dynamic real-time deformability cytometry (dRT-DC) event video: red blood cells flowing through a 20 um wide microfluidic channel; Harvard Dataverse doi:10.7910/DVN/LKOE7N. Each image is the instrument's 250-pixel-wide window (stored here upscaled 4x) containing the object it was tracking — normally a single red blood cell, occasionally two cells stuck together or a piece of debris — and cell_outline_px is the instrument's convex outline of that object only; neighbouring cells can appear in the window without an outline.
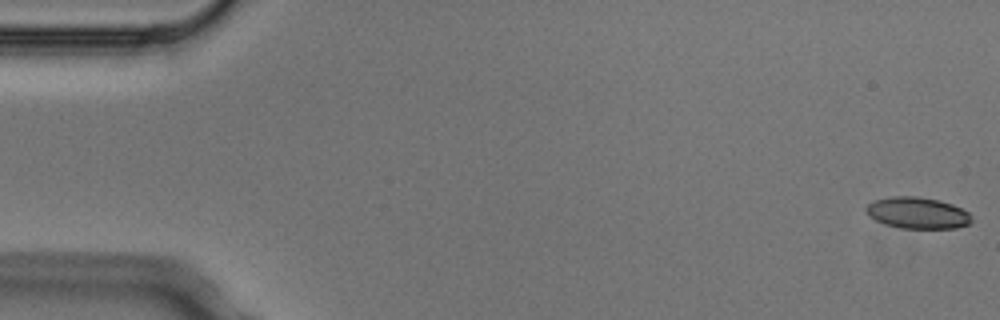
{"species": "Egyptian fruit bat (a non-hibernating species)", "species_latin": "Rousettus aegyptiacus", "temperature_condition": "cold", "stored_images_in_passage": 5, "camera_frame_rate_fps": 3000, "um_per_image_px": 0.085, "animal": {"sex": "male"}, "frame": {"image": 1, "passage_image": 1, "time_ms": 0.0, "image_size_px": [1000, 320], "cell_outline_px": [[972, 220], [968, 224], [956, 228], [900, 228], [884, 224], [868, 216], [864, 208], [872, 200], [892, 196], [916, 196], [940, 200], [952, 204], [968, 212], [972, 216]], "centroid_in_image_um": [77.95, 18.09], "position_along_channel_um": 7.0, "area_um2": 19.48}}